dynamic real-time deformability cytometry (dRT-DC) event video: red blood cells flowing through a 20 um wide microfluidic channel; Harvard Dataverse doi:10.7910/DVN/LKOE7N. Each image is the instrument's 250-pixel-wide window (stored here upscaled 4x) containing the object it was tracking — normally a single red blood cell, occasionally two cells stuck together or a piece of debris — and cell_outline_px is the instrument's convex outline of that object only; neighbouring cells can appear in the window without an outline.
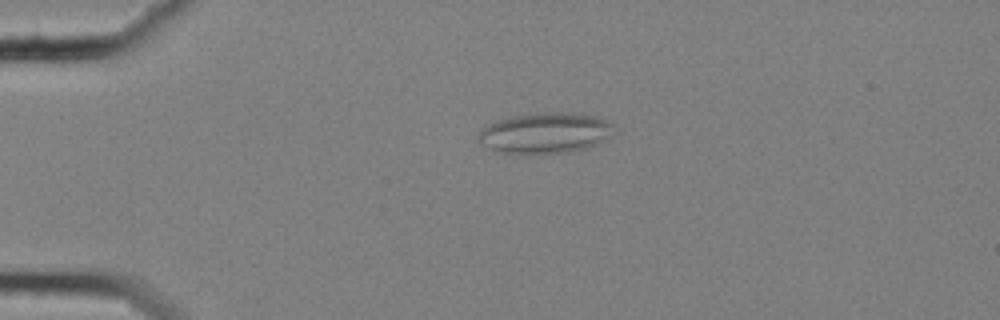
{"species": "common noctule bat (a hibernating species)", "species_latin": "Nyctalus noctula", "temperature_condition": "cold", "stored_images_in_passage": 49, "camera_frame_rate_fps": 3000, "um_per_image_px": 0.085, "animal": {"sex": "female", "body_mass_g": 25.1}, "frame": {"image": 1, "passage_image": 5, "time_ms": 1.333, "image_size_px": [1000, 320], "cell_outline_px": [[616, 132], [612, 136], [596, 144], [584, 148], [568, 152], [536, 156], [500, 152], [484, 144], [476, 136], [480, 128], [488, 124], [512, 116], [544, 112], [568, 112], [596, 116], [608, 120], [612, 124]], "centroid_in_image_um": [46.37, 11.32], "position_along_channel_um": 38.6, "area_um2": 32.71}}
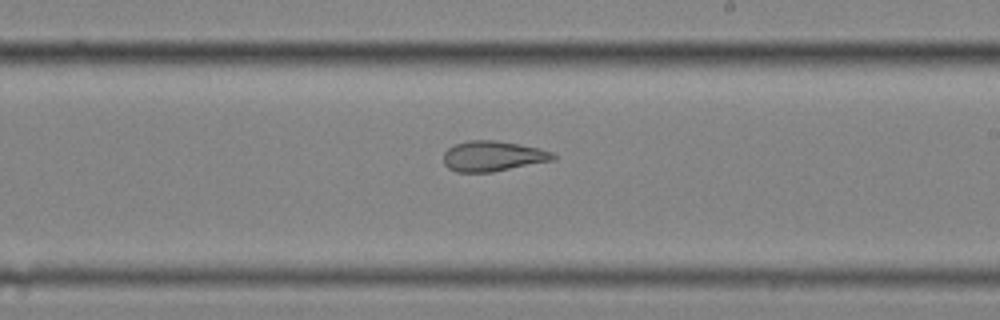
{"frame": {"image": 2, "passage_image": 26, "time_ms": 8.333, "image_size_px": [1000, 320], "cell_outline_px": [[556, 160], [492, 172], [456, 172], [448, 168], [444, 164], [444, 152], [448, 148], [456, 144], [472, 140], [496, 140], [540, 148], [552, 152], [556, 156]], "centroid_in_image_um": [41.91, 13.28], "position_along_channel_um": 247.1, "area_um2": 19.42}}
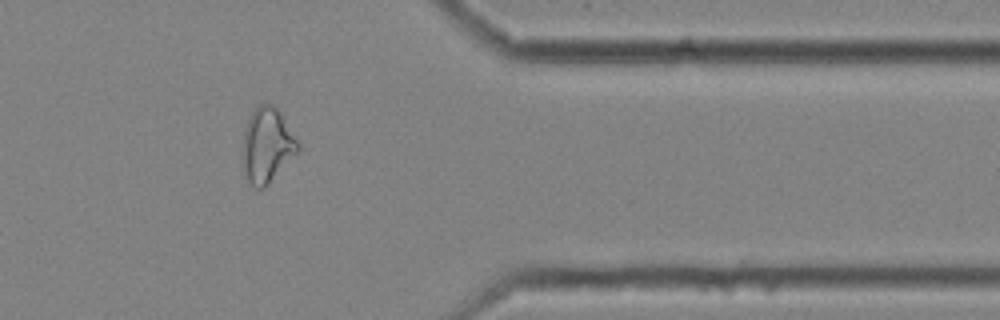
{"frame": {"image": 3, "passage_image": 39, "time_ms": 12.667, "image_size_px": [1000, 320], "cell_outline_px": [[300, 152], [264, 188], [256, 188], [248, 180], [244, 168], [244, 128], [256, 104], [272, 104], [280, 112], [300, 144]], "centroid_in_image_um": [22.74, 12.33], "position_along_channel_um": 388.7, "area_um2": 23.93}, "authors_computed_cell_mechanics": {"area_um2": 23.4668, "velocity_mm_per_s": 3.5456, "shape_relaxation_time_tau1_ms": null, "shape_relaxation_time_tau2_ms": 3.0676, "deformation_change_tau1": null, "deformation_change_tau2": 0.1163}}